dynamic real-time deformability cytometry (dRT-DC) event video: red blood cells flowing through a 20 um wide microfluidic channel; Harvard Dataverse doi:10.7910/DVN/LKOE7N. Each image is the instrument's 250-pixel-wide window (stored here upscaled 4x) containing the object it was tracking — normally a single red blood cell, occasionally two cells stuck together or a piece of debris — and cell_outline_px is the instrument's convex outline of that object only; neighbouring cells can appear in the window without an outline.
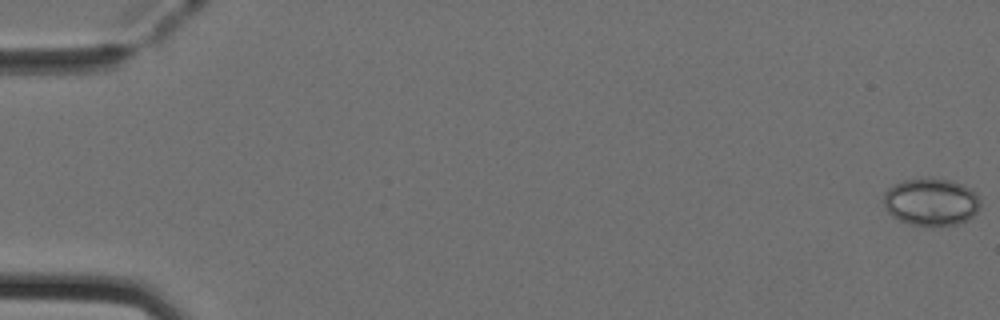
{"species": "Egyptian fruit bat (a non-hibernating species)", "species_latin": "Rousettus aegyptiacus", "temperature_condition": "cold", "stored_images_in_passage": 51, "camera_frame_rate_fps": 3000, "um_per_image_px": 0.085, "animal": {"sex": "female"}, "frame": {"image": 1, "passage_image": 1, "time_ms": 0.0, "image_size_px": [1000, 320], "cell_outline_px": [[980, 204], [976, 212], [968, 220], [956, 224], [912, 224], [900, 220], [892, 216], [884, 208], [884, 192], [892, 184], [900, 180], [924, 176], [932, 176], [952, 180], [968, 188], [980, 200]], "centroid_in_image_um": [79.08, 17.1], "position_along_channel_um": 5.9, "area_um2": 26.82}}
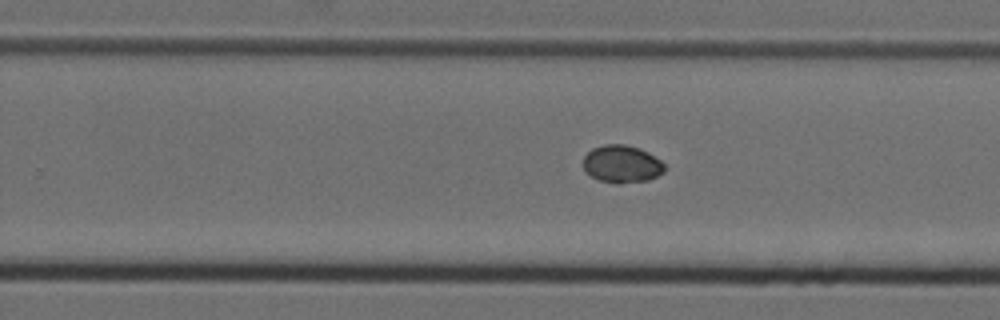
{"frame": {"image": 2, "passage_image": 33, "time_ms": 10.667, "image_size_px": [1000, 320], "cell_outline_px": [[664, 172], [648, 180], [616, 184], [600, 180], [592, 176], [584, 168], [584, 156], [592, 148], [604, 144], [624, 144], [640, 148], [648, 152], [660, 160], [664, 164]], "centroid_in_image_um": [52.86, 13.93], "position_along_channel_um": 276.9, "area_um2": 17.69}}
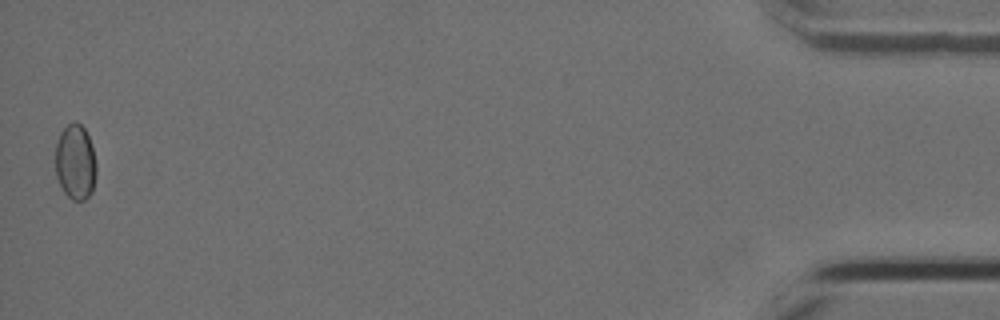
{"frame": {"image": 3, "passage_image": 51, "time_ms": 16.667, "image_size_px": [1000, 320], "cell_outline_px": [[96, 176], [92, 192], [84, 200], [72, 200], [64, 192], [56, 176], [56, 144], [60, 132], [72, 120], [76, 120], [84, 128], [88, 136], [92, 148], [96, 164]], "centroid_in_image_um": [6.41, 13.77], "position_along_channel_um": 428.8, "area_um2": 17.98}}